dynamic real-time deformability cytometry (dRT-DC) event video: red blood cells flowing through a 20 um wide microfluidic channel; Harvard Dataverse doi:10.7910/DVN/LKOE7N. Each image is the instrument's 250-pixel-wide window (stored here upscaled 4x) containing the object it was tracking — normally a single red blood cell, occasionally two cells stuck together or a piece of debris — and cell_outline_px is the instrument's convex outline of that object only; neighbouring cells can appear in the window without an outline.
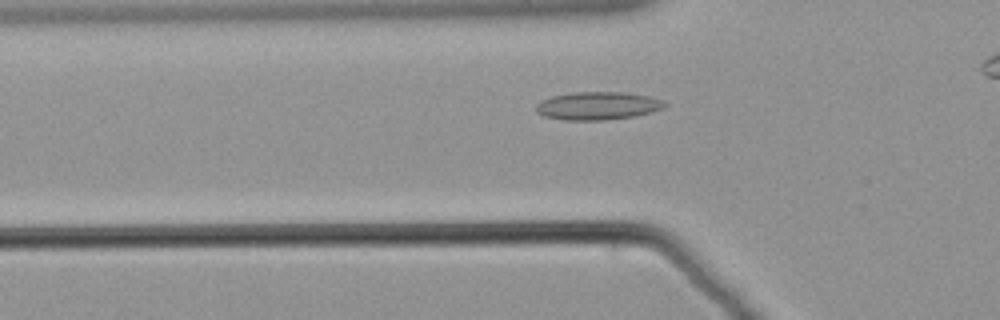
{"species": "common noctule bat (a hibernating species)", "species_latin": "Nyctalus noctula", "temperature_condition": "warm", "stored_images_in_passage": 44, "camera_frame_rate_fps": 3000, "um_per_image_px": 0.085, "animal": {"sex": "male", "body_mass_g": 21.5, "forearm_length_mm": 52.0}, "frame": {"image": 1, "passage_image": 15, "time_ms": 4.667, "image_size_px": [1000, 320], "cell_outline_px": [[668, 104], [664, 108], [632, 116], [604, 120], [564, 120], [544, 116], [536, 112], [536, 104], [540, 100], [552, 96], [572, 92], [624, 92], [648, 96], [660, 100]], "centroid_in_image_um": [50.75, 8.99], "position_along_channel_um": 75.1, "area_um2": 20.87}}
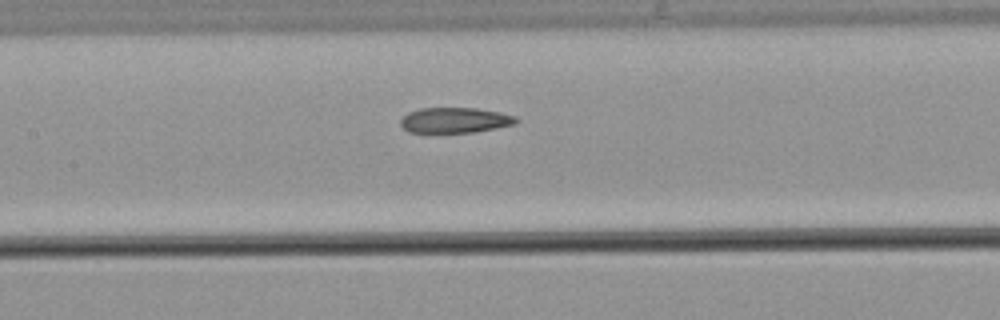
{"frame": {"image": 2, "passage_image": 23, "time_ms": 7.333, "image_size_px": [1000, 320], "cell_outline_px": [[520, 120], [516, 124], [496, 128], [472, 132], [408, 132], [400, 124], [400, 120], [408, 112], [420, 108], [476, 108], [500, 112], [516, 116]], "centroid_in_image_um": [38.7, 10.21], "position_along_channel_um": 168.7, "area_um2": 17.11}}
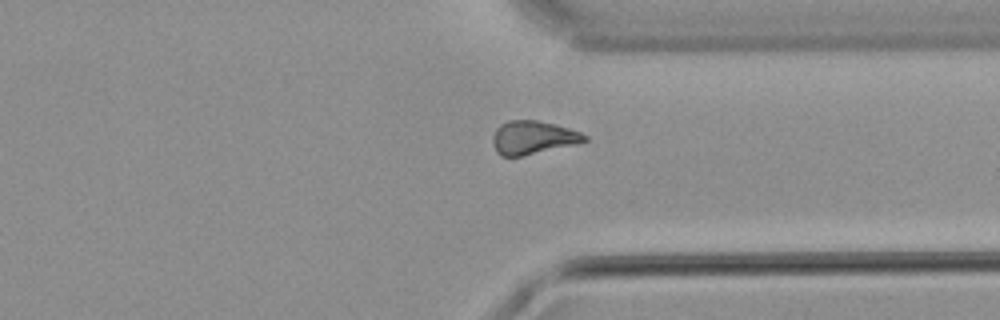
{"frame": {"image": 3, "passage_image": 40, "time_ms": 13.0, "image_size_px": [1000, 320], "cell_outline_px": [[588, 140], [580, 144], [520, 156], [500, 156], [496, 152], [492, 144], [492, 136], [496, 128], [500, 124], [508, 120], [536, 120], [568, 128], [580, 132], [588, 136]], "centroid_in_image_um": [45.29, 11.7], "position_along_channel_um": 366.1, "area_um2": 18.03}}